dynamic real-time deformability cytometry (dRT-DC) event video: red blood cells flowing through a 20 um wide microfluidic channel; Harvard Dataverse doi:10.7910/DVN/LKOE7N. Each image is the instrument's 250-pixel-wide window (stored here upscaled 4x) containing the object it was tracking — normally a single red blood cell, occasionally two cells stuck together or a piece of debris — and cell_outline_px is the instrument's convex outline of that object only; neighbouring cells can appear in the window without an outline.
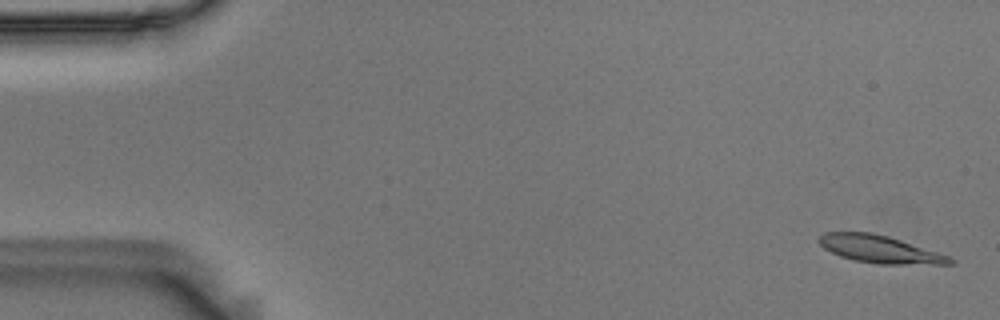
{"species": "Egyptian fruit bat (a non-hibernating species)", "species_latin": "Rousettus aegyptiacus", "temperature_condition": "room temperature", "stored_images_in_passage": 56, "camera_frame_rate_fps": 3000, "um_per_image_px": 0.085, "animal": {"sex": "male"}, "frame": {"image": 1, "passage_image": 2, "time_ms": 0.333, "image_size_px": [1000, 320], "cell_outline_px": [[956, 264], [876, 264], [856, 260], [840, 256], [824, 248], [816, 240], [824, 232], [872, 232], [888, 236], [948, 256], [956, 260]], "centroid_in_image_um": [74.76, 21.18], "position_along_channel_um": 10.2, "area_um2": 20.81}}
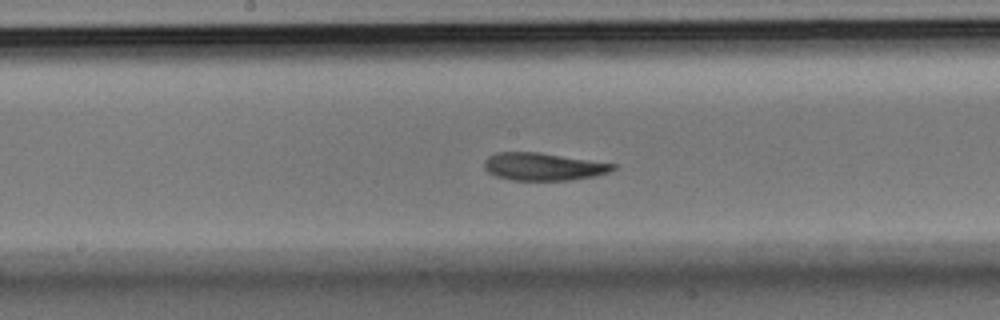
{"frame": {"image": 2, "passage_image": 29, "time_ms": 9.333, "image_size_px": [1000, 320], "cell_outline_px": [[616, 168], [608, 172], [596, 176], [572, 180], [512, 180], [496, 176], [488, 172], [484, 168], [484, 160], [488, 156], [496, 152], [540, 152], [616, 164]], "centroid_in_image_um": [46.17, 14.16], "position_along_channel_um": 202.0, "area_um2": 20.81}}
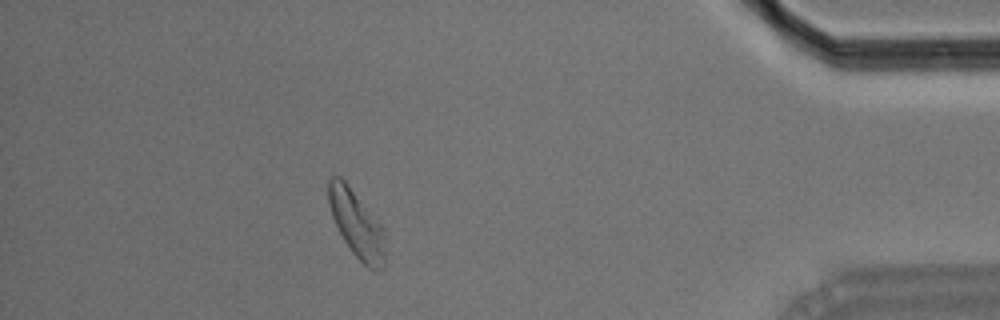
{"frame": {"image": 3, "passage_image": 50, "time_ms": 16.333, "image_size_px": [1000, 320], "cell_outline_px": [[384, 264], [376, 272], [368, 268], [352, 252], [344, 240], [332, 216], [328, 204], [328, 180], [332, 176], [340, 176], [344, 180], [384, 228]], "centroid_in_image_um": [30.3, 19.04], "position_along_channel_um": 404.9, "area_um2": 21.79}, "authors_computed_cell_mechanics": {"area_um2": 21.2126, "velocity_mm_per_s": 3.5731, "shape_relaxation_time_tau1_ms": 4.7703, "shape_relaxation_time_tau2_ms": 6.0197, "deformation_change_tau1": 0.164, "deformation_change_tau2": 0.0984}}